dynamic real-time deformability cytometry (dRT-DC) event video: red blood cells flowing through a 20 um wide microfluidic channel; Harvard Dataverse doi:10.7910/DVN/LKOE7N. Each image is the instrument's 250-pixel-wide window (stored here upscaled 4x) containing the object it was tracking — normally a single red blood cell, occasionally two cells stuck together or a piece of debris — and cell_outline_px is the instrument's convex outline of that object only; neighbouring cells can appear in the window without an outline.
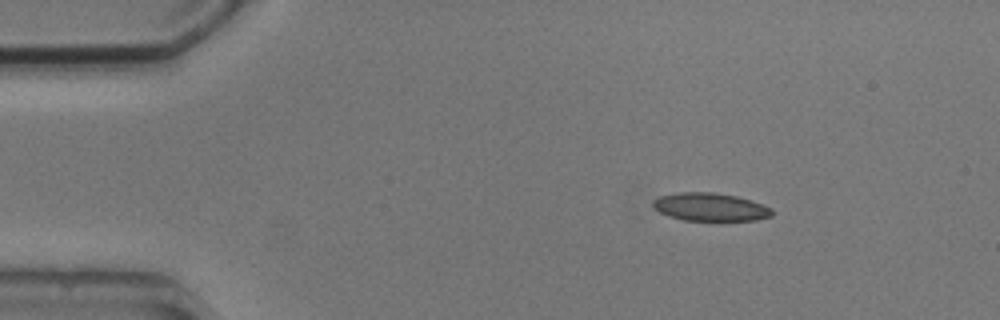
{"species": "common noctule bat (a hibernating species)", "species_latin": "Nyctalus noctula", "temperature_condition": "cold", "stored_images_in_passage": 2, "camera_frame_rate_fps": 3000, "um_per_image_px": 0.085, "animal": {"sex": "male", "body_mass_g": 20.5, "forearm_length_mm": 52.5}, "frame": {"image": 1, "passage_image": 2, "time_ms": 4.0, "image_size_px": [1000, 320], "cell_outline_px": [[772, 216], [756, 220], [684, 220], [668, 216], [652, 208], [652, 200], [660, 196], [680, 192], [712, 192], [736, 196], [752, 200], [772, 208]], "centroid_in_image_um": [60.35, 17.59], "position_along_channel_um": 24.6, "area_um2": 19.48}}